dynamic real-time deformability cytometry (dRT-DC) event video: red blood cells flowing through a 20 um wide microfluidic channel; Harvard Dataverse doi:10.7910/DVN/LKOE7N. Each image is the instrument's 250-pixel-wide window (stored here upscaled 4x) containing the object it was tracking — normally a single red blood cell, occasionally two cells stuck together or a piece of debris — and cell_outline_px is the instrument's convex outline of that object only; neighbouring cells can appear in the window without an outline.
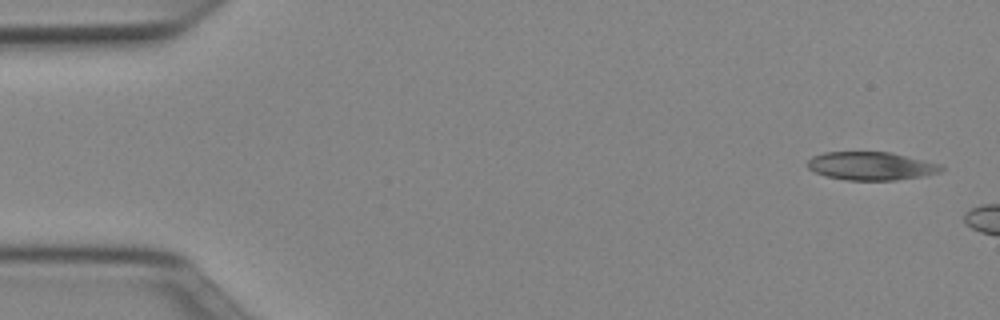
{"species": "Egyptian fruit bat (a non-hibernating species)", "species_latin": "Rousettus aegyptiacus", "temperature_condition": "cold", "stored_images_in_passage": 5, "camera_frame_rate_fps": 3000, "um_per_image_px": 0.085, "animal": {"sex": "female"}, "frame": {"image": 1, "passage_image": 1, "time_ms": 0.0, "image_size_px": [1000, 320], "cell_outline_px": [[944, 168], [940, 172], [924, 176], [896, 180], [848, 180], [828, 176], [816, 172], [808, 168], [808, 160], [812, 156], [824, 152], [892, 152], [940, 164]], "centroid_in_image_um": [74.07, 14.1], "position_along_channel_um": 10.9, "area_um2": 21.91}}